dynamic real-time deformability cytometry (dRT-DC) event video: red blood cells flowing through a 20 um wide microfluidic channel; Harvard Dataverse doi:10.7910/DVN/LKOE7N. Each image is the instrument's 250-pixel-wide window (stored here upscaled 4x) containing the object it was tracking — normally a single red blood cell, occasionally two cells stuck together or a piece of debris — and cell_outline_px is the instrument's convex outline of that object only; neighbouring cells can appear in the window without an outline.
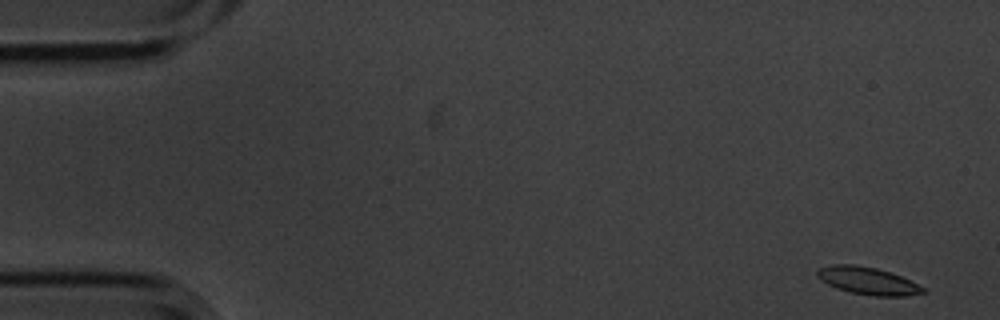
{"species": "common noctule bat (a hibernating species)", "species_latin": "Nyctalus noctula", "temperature_condition": "cold", "stored_images_in_passage": 4, "camera_frame_rate_fps": 3000, "um_per_image_px": 0.085, "animal": {"sex": "male", "body_mass_g": 20.1, "forearm_length_mm": 53.5}, "frame": {"image": 1, "passage_image": 1, "time_ms": 0.0, "image_size_px": [1000, 320], "cell_outline_px": [[928, 292], [908, 296], [872, 296], [848, 292], [836, 288], [828, 284], [816, 276], [816, 272], [820, 268], [832, 264], [856, 264], [876, 268], [900, 276], [924, 288]], "centroid_in_image_um": [73.74, 23.88], "position_along_channel_um": 11.3, "area_um2": 16.88}}
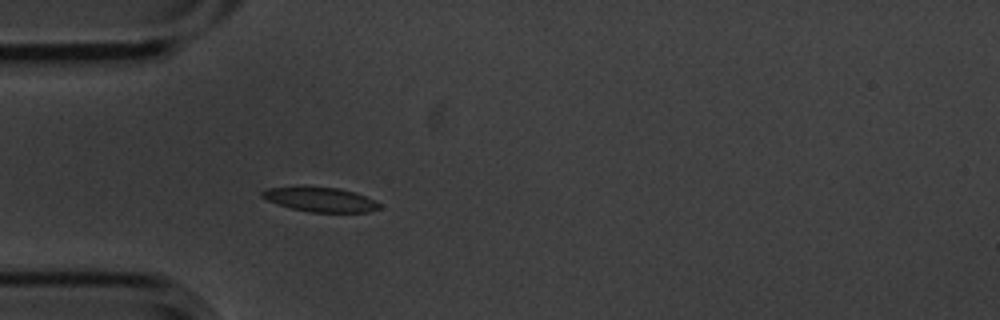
{"frame": {"image": 2, "passage_image": 4, "time_ms": 1.0, "image_size_px": [1000, 320], "cell_outline_px": [[380, 208], [368, 212], [312, 212], [292, 208], [268, 200], [260, 196], [260, 192], [268, 188], [340, 188], [356, 192], [380, 204]], "centroid_in_image_um": [27.27, 16.97], "position_along_channel_um": 57.7, "area_um2": 16.07}}